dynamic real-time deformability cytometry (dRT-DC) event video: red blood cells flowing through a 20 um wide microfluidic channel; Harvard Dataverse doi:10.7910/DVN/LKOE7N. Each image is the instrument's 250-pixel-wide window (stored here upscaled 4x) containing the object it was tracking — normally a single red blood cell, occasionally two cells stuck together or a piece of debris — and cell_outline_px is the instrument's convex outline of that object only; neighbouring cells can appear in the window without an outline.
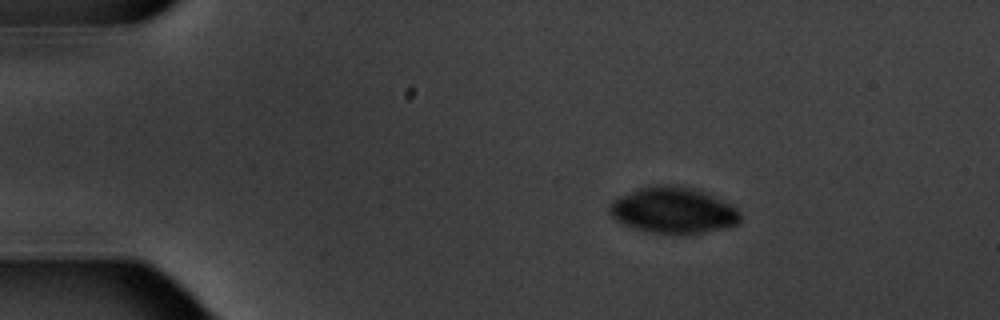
{"species": "common noctule bat (a hibernating species)", "species_latin": "Nyctalus noctula", "temperature_condition": "warm", "stored_images_in_passage": 4, "camera_frame_rate_fps": 3000, "um_per_image_px": 0.085, "animal": {"sex": "male", "body_mass_g": 20.1, "forearm_length_mm": 53.5}, "frame": {"image": 1, "passage_image": 2, "time_ms": 1.0, "image_size_px": [1000, 320], "cell_outline_px": [[740, 220], [736, 224], [724, 228], [700, 232], [652, 232], [636, 228], [624, 224], [616, 220], [608, 212], [608, 204], [620, 196], [640, 188], [656, 184], [668, 184], [692, 188], [704, 192], [736, 208], [740, 212]], "centroid_in_image_um": [57.18, 17.85], "position_along_channel_um": 27.8, "area_um2": 34.28}}